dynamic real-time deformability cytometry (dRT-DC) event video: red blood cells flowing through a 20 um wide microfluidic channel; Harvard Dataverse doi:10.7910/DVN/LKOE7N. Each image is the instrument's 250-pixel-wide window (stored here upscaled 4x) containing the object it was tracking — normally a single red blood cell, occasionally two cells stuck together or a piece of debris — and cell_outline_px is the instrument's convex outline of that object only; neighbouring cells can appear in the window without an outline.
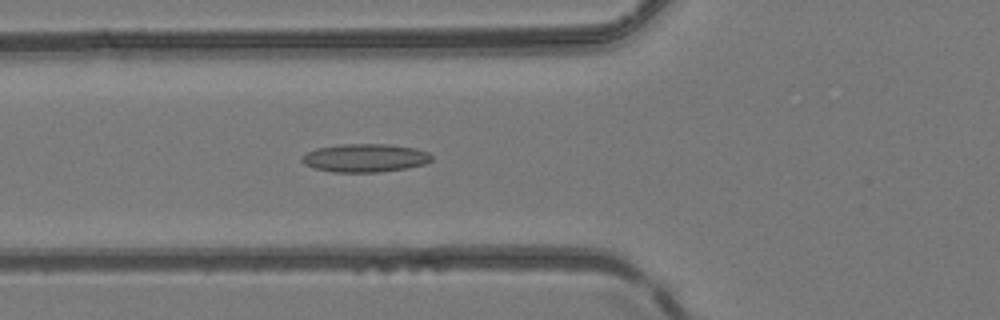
{"species": "common noctule bat (a hibernating species)", "species_latin": "Nyctalus noctula", "temperature_condition": "room temperature", "stored_images_in_passage": 47, "camera_frame_rate_fps": 3000, "um_per_image_px": 0.085, "animal": {"sex": "female", "body_mass_g": 24.6, "forearm_length_mm": 56.2}, "frame": {"image": 1, "passage_image": 18, "time_ms": 5.667, "image_size_px": [1000, 320], "cell_outline_px": [[432, 160], [424, 164], [408, 168], [380, 172], [332, 172], [312, 168], [304, 164], [300, 160], [300, 156], [316, 148], [340, 144], [384, 144], [416, 148], [428, 152], [432, 156]], "centroid_in_image_um": [31.0, 13.43], "position_along_channel_um": 94.8, "area_um2": 21.56}}
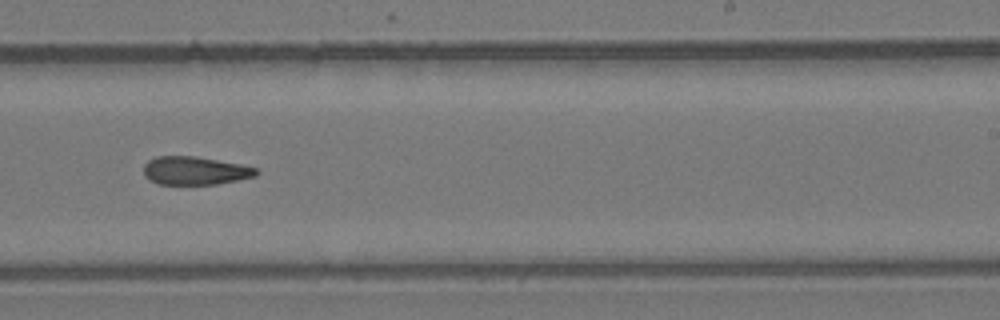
{"frame": {"image": 2, "passage_image": 30, "time_ms": 9.667, "image_size_px": [1000, 320], "cell_outline_px": [[260, 172], [256, 176], [216, 184], [160, 184], [144, 176], [144, 164], [148, 160], [156, 156], [196, 156], [240, 164], [256, 168]], "centroid_in_image_um": [16.57, 14.5], "position_along_channel_um": 272.4, "area_um2": 18.44}}
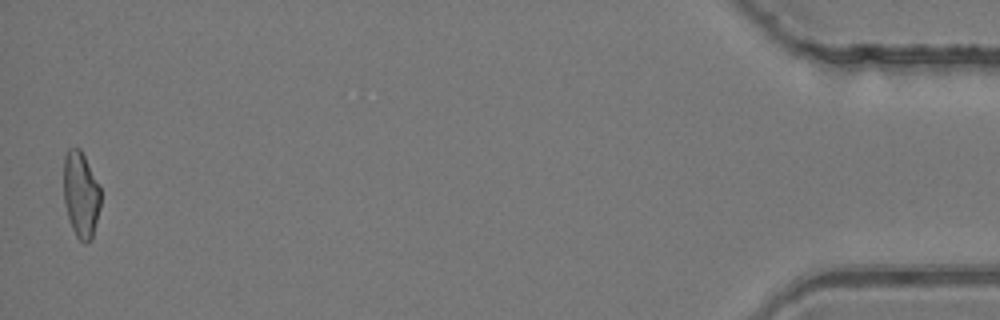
{"frame": {"image": 3, "passage_image": 47, "time_ms": 15.333, "image_size_px": [1000, 320], "cell_outline_px": [[100, 208], [92, 240], [84, 244], [76, 236], [72, 228], [64, 204], [64, 156], [68, 148], [80, 148], [100, 188]], "centroid_in_image_um": [6.87, 16.57], "position_along_channel_um": 428.3, "area_um2": 18.5}}